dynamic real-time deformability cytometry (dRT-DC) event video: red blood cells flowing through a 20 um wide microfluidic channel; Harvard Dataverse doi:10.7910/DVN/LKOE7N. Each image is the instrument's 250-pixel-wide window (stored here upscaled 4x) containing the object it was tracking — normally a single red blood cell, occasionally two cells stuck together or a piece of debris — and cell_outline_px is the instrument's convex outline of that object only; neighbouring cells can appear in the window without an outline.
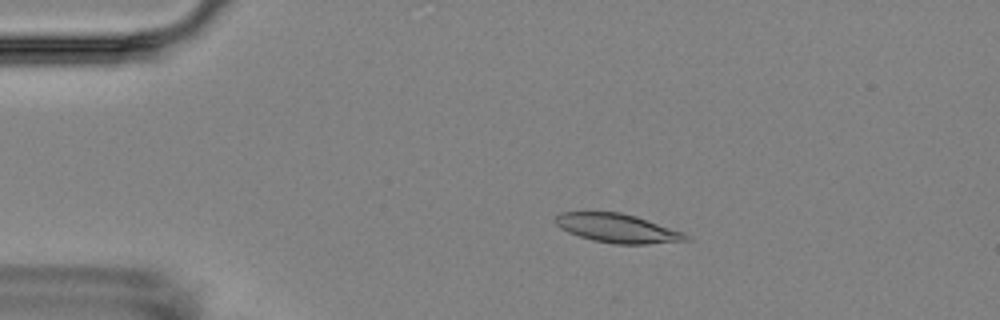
{"species": "Egyptian fruit bat (a non-hibernating species)", "species_latin": "Rousettus aegyptiacus", "temperature_condition": "room temperature", "stored_images_in_passage": 7, "camera_frame_rate_fps": 3000, "um_per_image_px": 0.085, "animal": {"sex": "female"}, "frame": {"image": 1, "passage_image": 4, "time_ms": 3.333, "image_size_px": [1000, 320], "cell_outline_px": [[692, 240], [648, 244], [612, 244], [592, 240], [568, 232], [560, 228], [552, 220], [560, 212], [620, 212], [636, 216], [684, 232]], "centroid_in_image_um": [52.48, 19.4], "position_along_channel_um": 32.5, "area_um2": 22.08}}
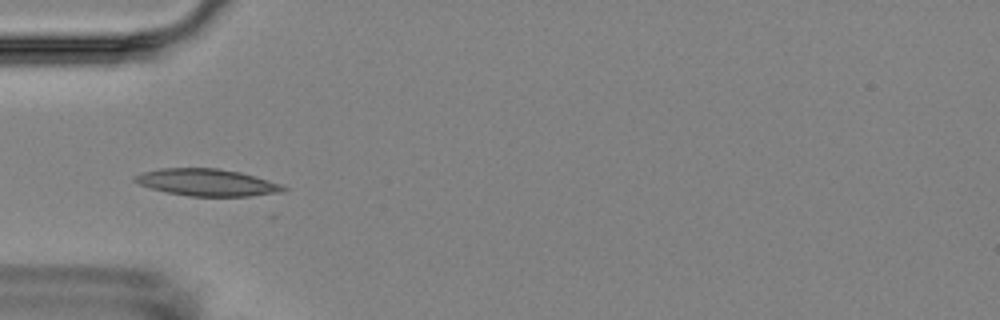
{"frame": {"image": 2, "passage_image": 6, "time_ms": 5.667, "image_size_px": [1000, 320], "cell_outline_px": [[288, 188], [284, 192], [248, 196], [188, 196], [168, 192], [152, 188], [140, 184], [132, 180], [132, 176], [144, 172], [160, 168], [220, 168], [240, 172], [256, 176], [280, 184]], "centroid_in_image_um": [17.61, 15.5], "position_along_channel_um": 67.4, "area_um2": 23.35}}
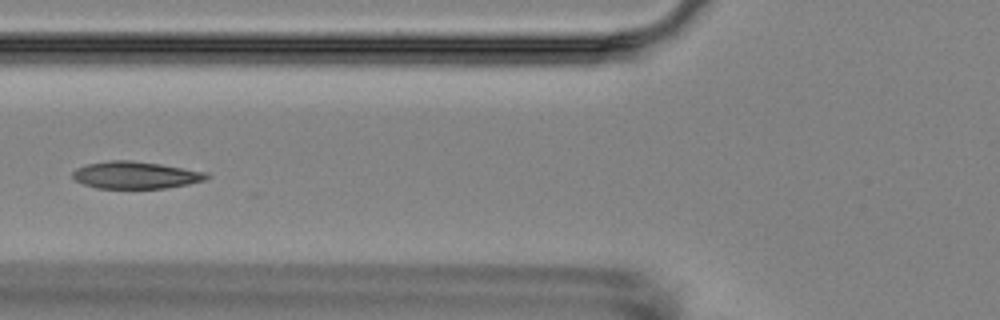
{"frame": {"image": 3, "passage_image": 7, "time_ms": 7.0, "image_size_px": [1000, 320], "cell_outline_px": [[212, 176], [204, 180], [188, 184], [164, 188], [96, 188], [84, 184], [76, 180], [72, 176], [72, 172], [76, 168], [88, 164], [112, 160], [132, 160], [160, 164], [208, 172]], "centroid_in_image_um": [11.55, 14.88], "position_along_channel_um": 114.3, "area_um2": 21.15}}